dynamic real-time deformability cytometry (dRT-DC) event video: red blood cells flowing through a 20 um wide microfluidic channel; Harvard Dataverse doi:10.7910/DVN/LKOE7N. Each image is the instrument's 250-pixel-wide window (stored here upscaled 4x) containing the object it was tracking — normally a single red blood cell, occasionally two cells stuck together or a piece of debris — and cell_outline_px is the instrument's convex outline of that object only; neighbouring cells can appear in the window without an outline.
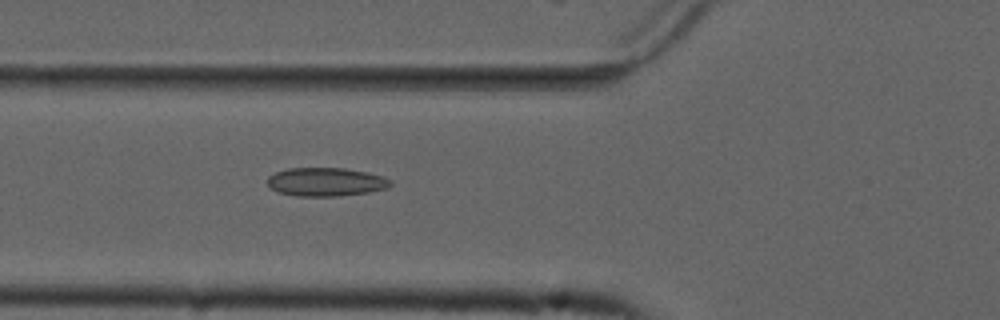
{"species": "common noctule bat (a hibernating species)", "species_latin": "Nyctalus noctula", "temperature_condition": "cold", "stored_images_in_passage": 41, "camera_frame_rate_fps": 3000, "um_per_image_px": 0.085, "animal": {"sex": "male", "forearm_length_mm": 52.5}, "frame": {"image": 1, "passage_image": 6, "time_ms": 1.667, "image_size_px": [1000, 320], "cell_outline_px": [[392, 184], [388, 188], [368, 192], [340, 196], [296, 196], [276, 192], [268, 184], [268, 176], [276, 172], [288, 168], [344, 168], [368, 172], [384, 176], [392, 180]], "centroid_in_image_um": [27.73, 15.46], "position_along_channel_um": 98.1, "area_um2": 20.63}}
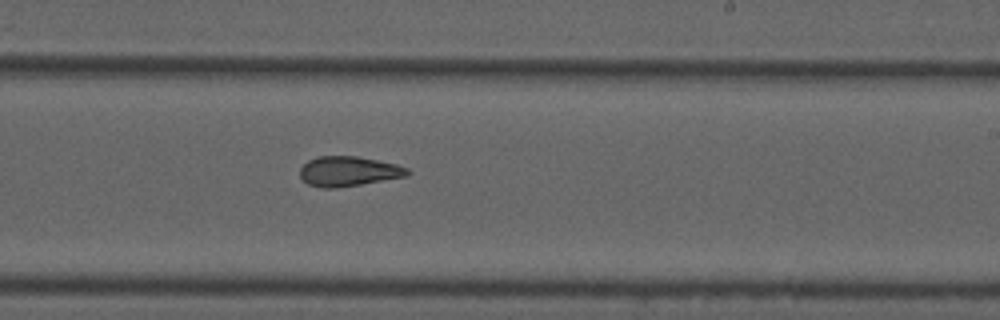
{"frame": {"image": 2, "passage_image": 19, "time_ms": 6.0, "image_size_px": [1000, 320], "cell_outline_px": [[412, 172], [408, 176], [336, 188], [320, 188], [308, 184], [300, 176], [300, 168], [308, 160], [320, 156], [356, 156], [396, 164], [408, 168]], "centroid_in_image_um": [29.63, 14.56], "position_along_channel_um": 259.4, "area_um2": 18.67}}
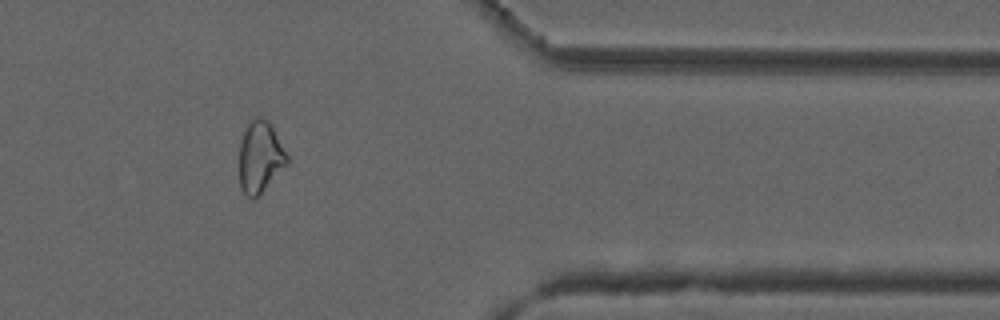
{"frame": {"image": 3, "passage_image": 31, "time_ms": 10.0, "image_size_px": [1000, 320], "cell_outline_px": [[288, 164], [252, 200], [240, 188], [240, 140], [248, 124], [256, 116], [260, 116], [268, 120], [272, 124], [288, 156]], "centroid_in_image_um": [22.12, 13.3], "position_along_channel_um": 389.3, "area_um2": 19.71}, "authors_computed_cell_mechanics": {"area_um2": 19.4208, "velocity_mm_per_s": 3.7202, "shape_relaxation_time_tau1_ms": null, "shape_relaxation_time_tau2_ms": 3.8795, "deformation_change_tau1": null, "deformation_change_tau2": 0.1054}}